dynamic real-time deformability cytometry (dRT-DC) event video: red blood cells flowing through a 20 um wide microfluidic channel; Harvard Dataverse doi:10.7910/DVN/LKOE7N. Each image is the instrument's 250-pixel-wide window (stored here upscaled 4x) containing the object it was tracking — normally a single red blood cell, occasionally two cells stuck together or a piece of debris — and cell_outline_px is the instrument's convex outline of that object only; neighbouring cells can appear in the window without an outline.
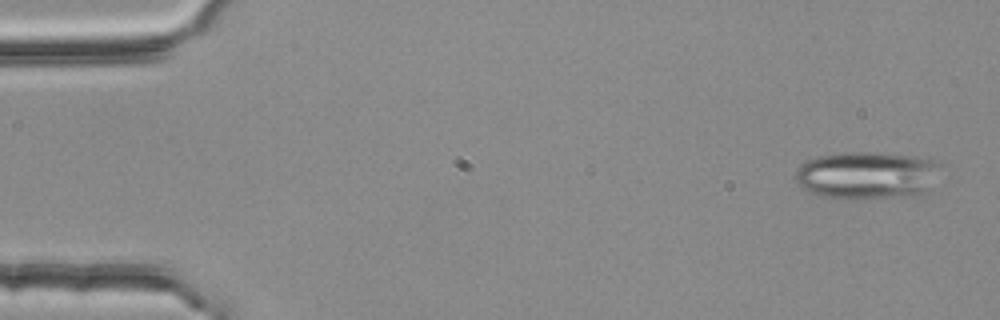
{"species": "common noctule bat (a hibernating species)", "species_latin": "Nyctalus noctula", "temperature_condition": "room temperature", "stored_images_in_passage": 4, "camera_frame_rate_fps": 3000, "um_per_image_px": 0.085, "animal": {"sex": "female", "body_mass_g": 25.1}, "frame": {"image": 1, "passage_image": 1, "time_ms": 0.0, "image_size_px": [1000, 320], "cell_outline_px": [[940, 164], [924, 192], [920, 196], [856, 200], [840, 200], [820, 196], [804, 188], [796, 180], [796, 168], [800, 164], [816, 156], [852, 152], [864, 152], [920, 156], [940, 160]], "centroid_in_image_um": [73.67, 14.92], "position_along_channel_um": 11.3, "area_um2": 40.63}}